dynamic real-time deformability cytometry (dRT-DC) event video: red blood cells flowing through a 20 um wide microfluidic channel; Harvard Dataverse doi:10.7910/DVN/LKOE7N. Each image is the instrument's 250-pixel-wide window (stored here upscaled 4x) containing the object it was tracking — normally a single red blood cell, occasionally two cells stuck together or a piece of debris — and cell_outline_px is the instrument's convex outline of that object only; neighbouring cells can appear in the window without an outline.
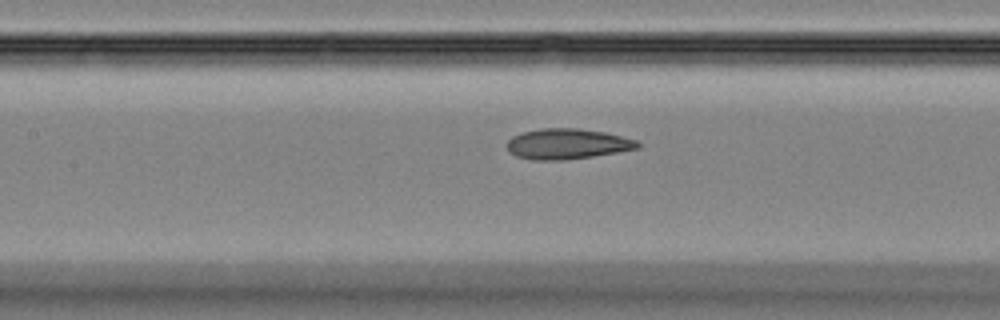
{"species": "Egyptian fruit bat (a non-hibernating species)", "species_latin": "Rousettus aegyptiacus", "temperature_condition": "room temperature", "stored_images_in_passage": 47, "camera_frame_rate_fps": 3000, "um_per_image_px": 0.085, "animal": {"sex": "female"}, "frame": {"image": 1, "passage_image": 21, "time_ms": 6.667, "image_size_px": [1000, 320], "cell_outline_px": [[640, 148], [568, 160], [532, 160], [516, 156], [508, 152], [504, 144], [512, 136], [520, 132], [540, 128], [576, 128], [604, 132], [636, 140], [640, 144]], "centroid_in_image_um": [48.13, 12.23], "position_along_channel_um": 159.3, "area_um2": 23.41}}
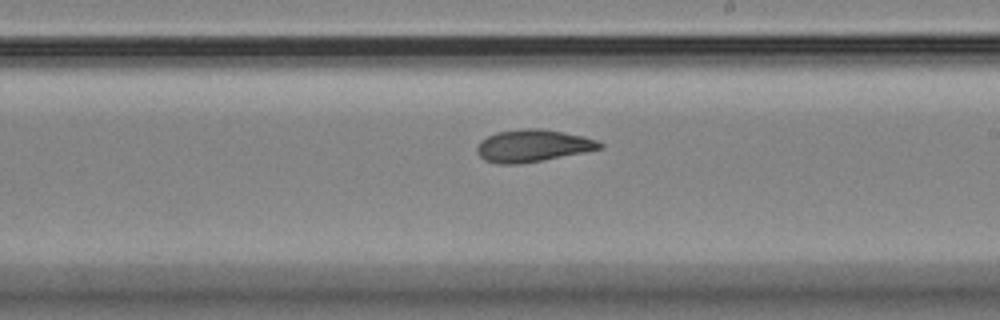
{"frame": {"image": 2, "passage_image": 27, "time_ms": 8.667, "image_size_px": [1000, 320], "cell_outline_px": [[604, 148], [584, 152], [520, 164], [496, 164], [484, 160], [476, 152], [476, 148], [480, 140], [496, 132], [524, 128], [540, 128], [564, 132], [584, 136], [596, 140], [604, 144]], "centroid_in_image_um": [45.27, 12.38], "position_along_channel_um": 243.7, "area_um2": 23.18}}
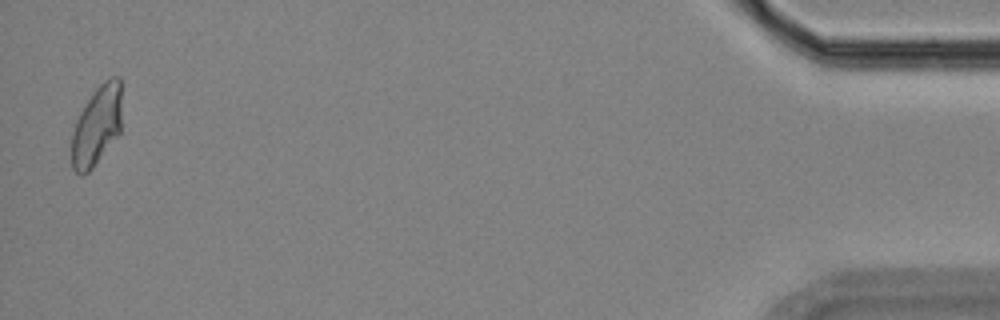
{"frame": {"image": 3, "passage_image": 46, "time_ms": 15.0, "image_size_px": [1000, 320], "cell_outline_px": [[120, 132], [92, 168], [88, 172], [80, 176], [72, 168], [72, 132], [76, 120], [80, 112], [92, 92], [108, 76], [120, 76]], "centroid_in_image_um": [8.21, 10.66], "position_along_channel_um": 427.0, "area_um2": 23.12}}